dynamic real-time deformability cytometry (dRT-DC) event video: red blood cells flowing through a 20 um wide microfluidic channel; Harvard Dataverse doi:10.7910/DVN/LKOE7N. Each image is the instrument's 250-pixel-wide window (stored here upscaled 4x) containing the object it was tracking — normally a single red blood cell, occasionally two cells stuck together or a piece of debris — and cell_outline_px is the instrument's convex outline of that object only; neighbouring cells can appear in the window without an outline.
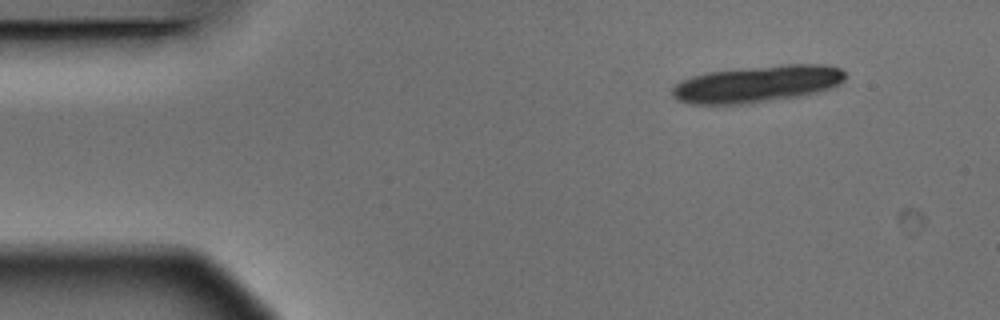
{"species": "Egyptian fruit bat (a non-hibernating species)", "species_latin": "Rousettus aegyptiacus", "temperature_condition": "warm", "stored_images_in_passage": 3, "camera_frame_rate_fps": 3000, "um_per_image_px": 0.085, "animal": {"sex": "male"}, "frame": {"image": 1, "passage_image": 1, "time_ms": 0.0, "image_size_px": [1000, 320], "cell_outline_px": [[844, 80], [840, 84], [832, 88], [800, 96], [740, 104], [688, 104], [676, 100], [672, 96], [672, 84], [680, 80], [692, 76], [708, 72], [784, 64], [824, 64], [840, 68], [844, 72]], "centroid_in_image_um": [64.32, 7.14], "position_along_channel_um": 20.7, "area_um2": 37.17}}